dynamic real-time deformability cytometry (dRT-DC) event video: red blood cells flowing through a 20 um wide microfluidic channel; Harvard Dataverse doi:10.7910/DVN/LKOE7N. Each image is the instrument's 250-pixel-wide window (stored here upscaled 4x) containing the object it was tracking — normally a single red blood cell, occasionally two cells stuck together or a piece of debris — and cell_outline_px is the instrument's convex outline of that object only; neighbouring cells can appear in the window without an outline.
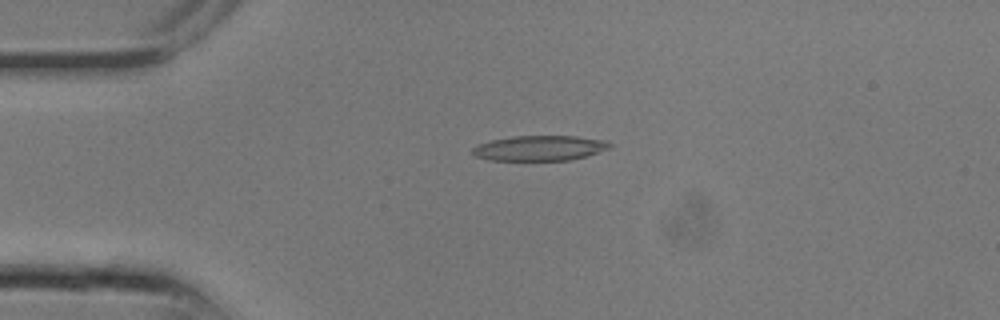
{"species": "common noctule bat (a hibernating species)", "species_latin": "Nyctalus noctula", "temperature_condition": "room temperature", "stored_images_in_passage": 25, "camera_frame_rate_fps": 3000, "um_per_image_px": 0.085, "animal": {"sex": "male", "body_mass_g": 13.3}, "frame": {"image": 1, "passage_image": 6, "time_ms": 1.667, "image_size_px": [1000, 320], "cell_outline_px": [[612, 144], [608, 148], [584, 156], [568, 160], [488, 160], [476, 156], [472, 152], [472, 148], [476, 144], [492, 140], [512, 136], [576, 136], [608, 140]], "centroid_in_image_um": [45.83, 12.58], "position_along_channel_um": 39.2, "area_um2": 20.0}}
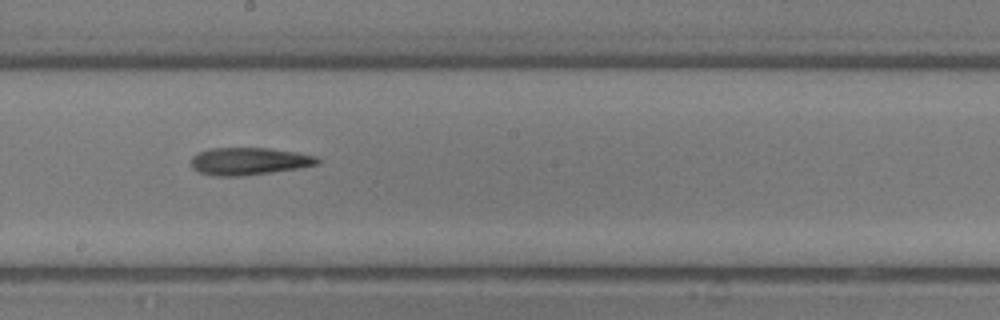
{"frame": {"image": 2, "passage_image": 14, "time_ms": 4.333, "image_size_px": [1000, 320], "cell_outline_px": [[320, 164], [300, 168], [244, 176], [216, 176], [200, 172], [192, 168], [192, 156], [200, 152], [212, 148], [268, 148], [296, 152], [316, 156], [320, 160]], "centroid_in_image_um": [21.2, 13.71], "position_along_channel_um": 227.0, "area_um2": 20.17}}
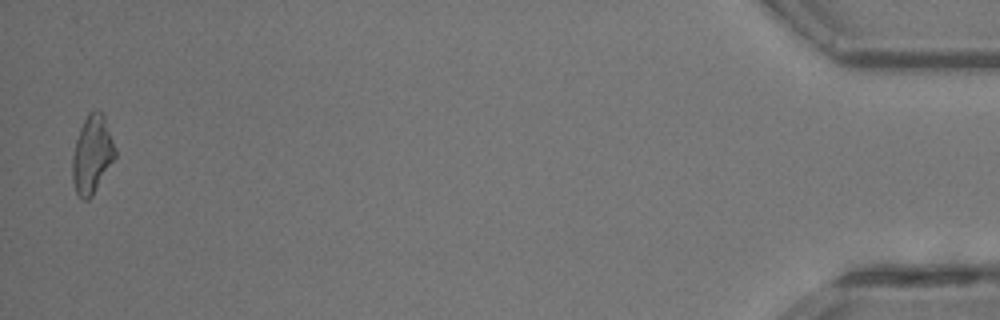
{"frame": {"image": 3, "passage_image": 25, "time_ms": 8.0, "image_size_px": [1000, 320], "cell_outline_px": [[116, 156], [92, 196], [88, 200], [84, 200], [76, 192], [72, 180], [72, 156], [76, 140], [80, 128], [88, 112], [100, 112], [104, 116], [116, 148]], "centroid_in_image_um": [7.82, 13.15], "position_along_channel_um": 427.4, "area_um2": 19.19}}